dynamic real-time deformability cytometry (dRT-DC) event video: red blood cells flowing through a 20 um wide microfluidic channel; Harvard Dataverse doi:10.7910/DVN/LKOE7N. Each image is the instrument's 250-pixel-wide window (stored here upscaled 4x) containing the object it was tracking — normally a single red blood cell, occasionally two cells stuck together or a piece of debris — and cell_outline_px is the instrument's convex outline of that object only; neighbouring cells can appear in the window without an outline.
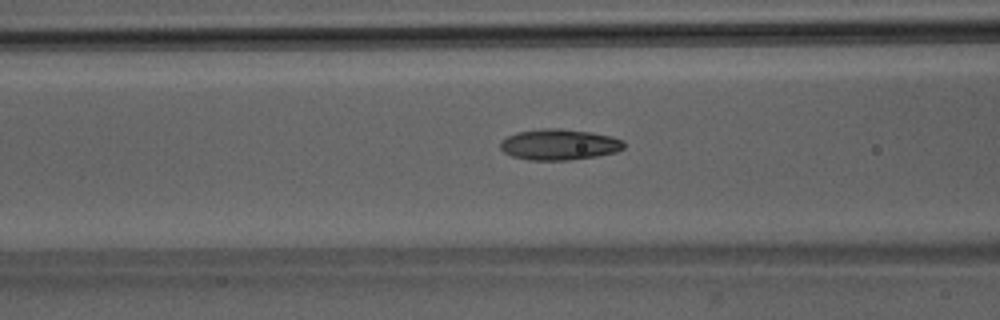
{"species": "Egyptian fruit bat (a non-hibernating species)", "species_latin": "Rousettus aegyptiacus", "temperature_condition": "room temperature", "stored_images_in_passage": 41, "camera_frame_rate_fps": 3000, "um_per_image_px": 0.085, "animal": {"sex": "male"}, "frame": {"image": 1, "passage_image": 13, "time_ms": 4.0, "image_size_px": [1000, 320], "cell_outline_px": [[624, 148], [616, 152], [596, 156], [568, 160], [528, 160], [512, 156], [504, 152], [500, 148], [500, 140], [516, 132], [544, 128], [560, 128], [592, 132], [612, 136], [624, 140]], "centroid_in_image_um": [47.53, 12.28], "position_along_channel_um": 119.1, "area_um2": 22.43}}
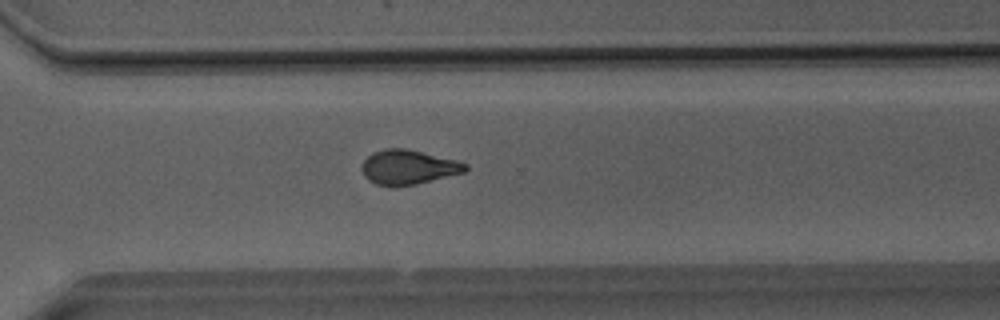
{"frame": {"image": 2, "passage_image": 29, "time_ms": 9.333, "image_size_px": [1000, 320], "cell_outline_px": [[468, 168], [464, 172], [416, 184], [396, 188], [392, 188], [376, 184], [368, 180], [364, 176], [360, 168], [364, 160], [372, 152], [384, 148], [408, 148], [456, 160], [468, 164]], "centroid_in_image_um": [34.66, 14.22], "position_along_channel_um": 335.9, "area_um2": 21.21}}
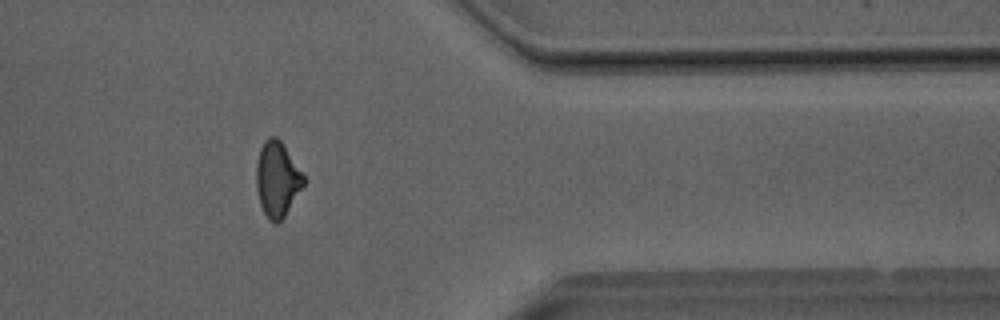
{"frame": {"image": 3, "passage_image": 34, "time_ms": 11.0, "image_size_px": [1000, 320], "cell_outline_px": [[304, 184], [284, 216], [276, 224], [268, 220], [260, 204], [256, 188], [256, 160], [260, 148], [264, 140], [272, 136], [276, 136], [280, 140], [304, 176]], "centroid_in_image_um": [23.52, 15.23], "position_along_channel_um": 387.9, "area_um2": 20.46}, "authors_computed_cell_mechanics": {"area_um2": 20.9814, "velocity_mm_per_s": 4.0708, "shape_relaxation_time_tau1_ms": 7.6369, "shape_relaxation_time_tau2_ms": 2.5374, "deformation_change_tau1": 0.2027, "deformation_change_tau2": 0.0774}}